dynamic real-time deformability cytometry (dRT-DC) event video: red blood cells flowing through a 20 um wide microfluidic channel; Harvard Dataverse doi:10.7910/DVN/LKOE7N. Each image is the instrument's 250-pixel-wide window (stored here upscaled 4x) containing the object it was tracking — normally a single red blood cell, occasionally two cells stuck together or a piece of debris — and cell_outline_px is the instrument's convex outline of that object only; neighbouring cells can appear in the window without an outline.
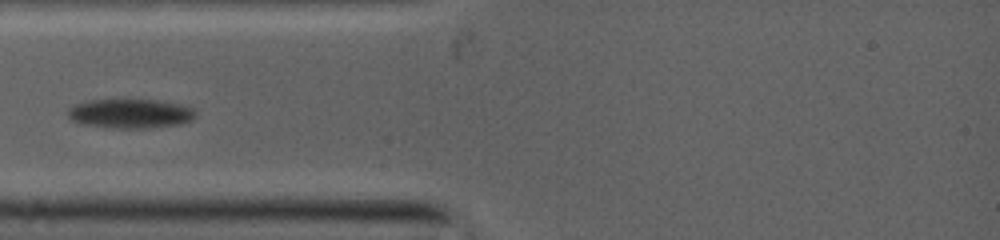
{"species": "common noctule bat (a hibernating species)", "species_latin": "Nyctalus noctula", "temperature_condition": "warm", "stored_images_in_passage": 5, "camera_frame_rate_fps": 5000, "um_per_image_px": 0.085, "animal": {"sex": "female", "body_mass_g": 19.0, "forearm_length_mm": 53.3}, "frame": {"image": 1, "passage_image": 1, "time_ms": 0.0, "image_size_px": [1000, 240], "cell_outline_px": [[196, 116], [180, 124], [144, 128], [120, 128], [84, 124], [72, 120], [68, 116], [68, 108], [76, 104], [96, 100], [152, 100], [172, 104], [188, 108]], "centroid_in_image_um": [10.99, 9.66], "position_along_channel_um": 74.0, "area_um2": 20.81}}
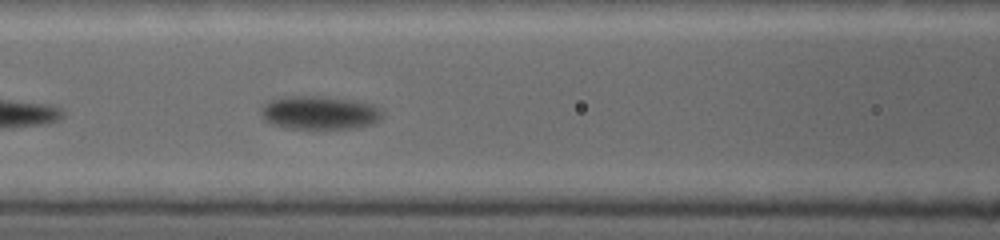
{"frame": {"image": 2, "passage_image": 3, "time_ms": 1.6, "image_size_px": [1000, 240], "cell_outline_px": [[380, 116], [372, 124], [356, 128], [292, 128], [276, 124], [268, 120], [264, 116], [264, 108], [268, 104], [276, 100], [292, 96], [320, 96], [356, 100], [372, 104], [380, 112]], "centroid_in_image_um": [27.26, 9.58], "position_along_channel_um": 139.3, "area_um2": 22.48}}
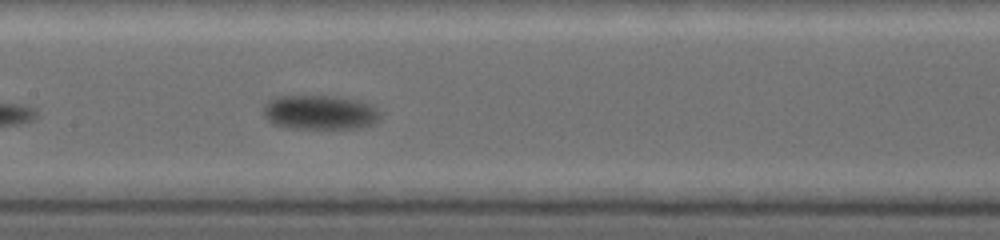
{"frame": {"image": 3, "passage_image": 5, "time_ms": 2.6, "image_size_px": [1000, 240], "cell_outline_px": [[376, 116], [368, 124], [356, 128], [292, 128], [276, 124], [268, 120], [264, 116], [264, 108], [268, 100], [280, 96], [312, 96], [340, 100], [364, 104], [372, 108], [376, 112]], "centroid_in_image_um": [26.97, 9.58], "position_along_channel_um": 180.4, "area_um2": 21.56}}